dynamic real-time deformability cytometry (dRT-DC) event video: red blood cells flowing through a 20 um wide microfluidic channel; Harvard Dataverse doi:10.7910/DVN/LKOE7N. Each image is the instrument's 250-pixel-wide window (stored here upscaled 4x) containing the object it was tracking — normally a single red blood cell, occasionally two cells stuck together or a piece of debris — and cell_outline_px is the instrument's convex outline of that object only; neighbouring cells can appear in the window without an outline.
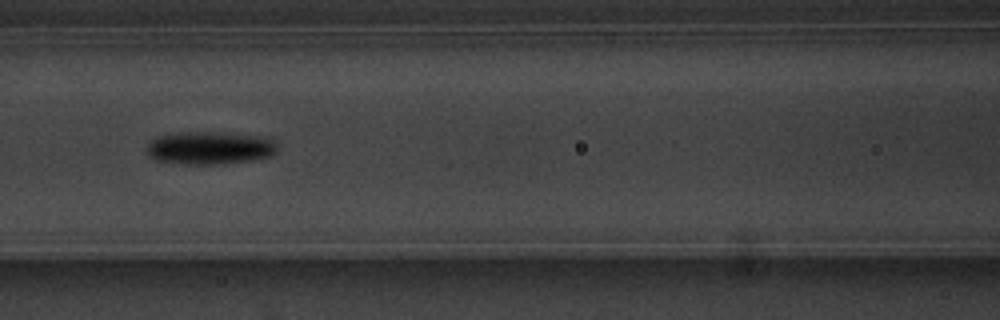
{"species": "common noctule bat (a hibernating species)", "species_latin": "Nyctalus noctula", "temperature_condition": "warm", "stored_images_in_passage": 7, "camera_frame_rate_fps": 3000, "um_per_image_px": 0.085, "animal": {"sex": "male", "body_mass_g": 20.1, "forearm_length_mm": 53.5}, "frame": {"image": 1, "passage_image": 6, "time_ms": 5.667, "image_size_px": [1000, 320], "cell_outline_px": [[276, 152], [272, 156], [252, 160], [224, 164], [188, 164], [156, 160], [148, 156], [148, 144], [156, 136], [176, 132], [228, 132], [268, 136], [276, 144]], "centroid_in_image_um": [17.88, 12.55], "position_along_channel_um": 148.7, "area_um2": 25.43}}